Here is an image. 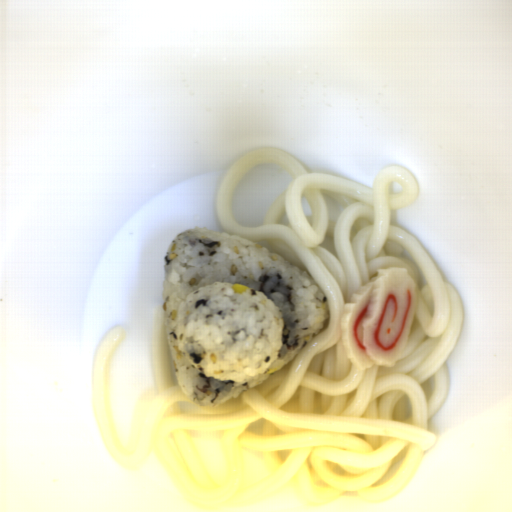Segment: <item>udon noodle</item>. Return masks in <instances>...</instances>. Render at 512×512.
<instances>
[{
	"instance_id": "obj_1",
	"label": "udon noodle",
	"mask_w": 512,
	"mask_h": 512,
	"mask_svg": "<svg viewBox=\"0 0 512 512\" xmlns=\"http://www.w3.org/2000/svg\"><path fill=\"white\" fill-rule=\"evenodd\" d=\"M293 179L263 224L235 223L230 197L238 181L264 163ZM409 170L387 166L371 186L308 173L278 148L243 153L221 181L217 217L246 238L305 271L321 289L328 316L321 332L258 385L219 406H199L184 392L169 345L164 306H153L150 351L159 396L132 446L120 443L110 409L112 359L126 339L116 325L105 336L93 373L100 435L126 472L152 454L188 502L205 509L244 507L294 486L309 507L352 494L364 502L407 487L437 441L430 421L449 395L447 360L463 324L459 292L420 242L395 223L416 201ZM401 268L418 290L404 353L392 367L357 370L339 324L350 296L385 268Z\"/></svg>"
}]
</instances>
